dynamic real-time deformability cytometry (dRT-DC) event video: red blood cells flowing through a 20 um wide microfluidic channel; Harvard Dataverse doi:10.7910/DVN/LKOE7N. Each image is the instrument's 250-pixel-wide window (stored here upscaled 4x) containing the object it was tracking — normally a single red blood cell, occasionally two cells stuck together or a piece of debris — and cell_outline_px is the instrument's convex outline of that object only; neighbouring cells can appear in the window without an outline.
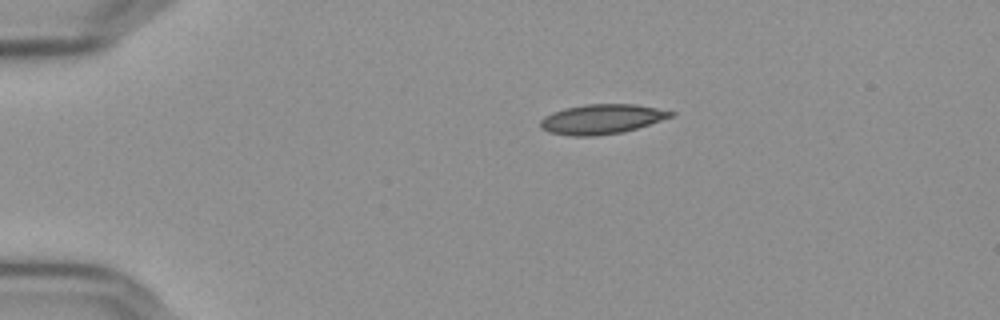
{"species": "Egyptian fruit bat (a non-hibernating species)", "species_latin": "Rousettus aegyptiacus", "temperature_condition": "cold", "stored_images_in_passage": 45, "camera_frame_rate_fps": 3000, "um_per_image_px": 0.085, "frame": {"image": 1, "passage_image": 1, "time_ms": 0.0, "image_size_px": [1000, 320], "cell_outline_px": [[676, 112], [672, 116], [636, 128], [620, 132], [596, 136], [572, 136], [548, 132], [540, 128], [540, 120], [544, 116], [552, 112], [564, 108], [584, 104], [636, 104]], "centroid_in_image_um": [51.08, 10.12], "position_along_channel_um": 33.9, "area_um2": 22.48}}
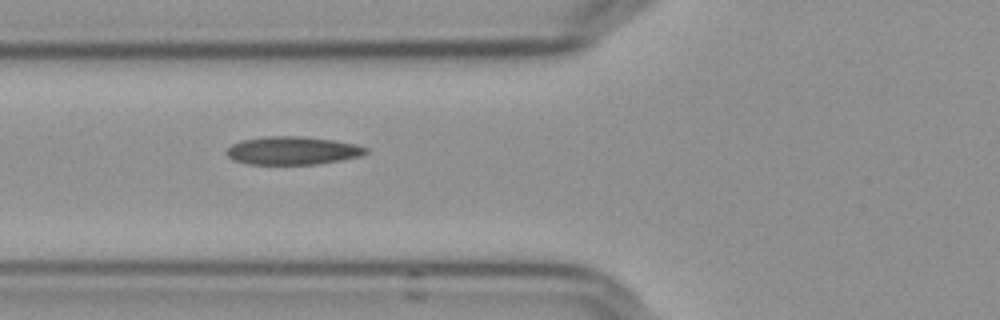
{"frame": {"image": 2, "passage_image": 11, "time_ms": 3.333, "image_size_px": [1000, 320], "cell_outline_px": [[368, 152], [364, 156], [320, 164], [248, 164], [232, 160], [224, 152], [232, 144], [240, 140], [268, 136], [300, 136], [332, 140], [356, 144], [368, 148]], "centroid_in_image_um": [24.88, 12.8], "position_along_channel_um": 100.9, "area_um2": 23.06}}
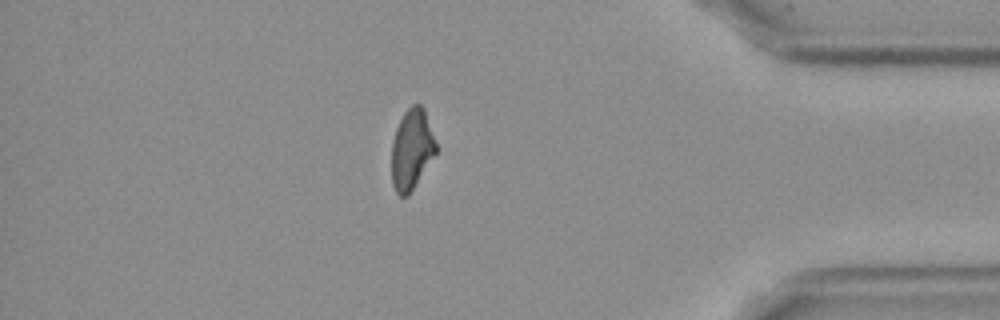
{"frame": {"image": 3, "passage_image": 38, "time_ms": 12.333, "image_size_px": [1000, 320], "cell_outline_px": [[440, 148], [408, 196], [400, 196], [396, 192], [392, 184], [392, 140], [396, 128], [404, 112], [412, 104], [420, 104], [424, 108]], "centroid_in_image_um": [35.03, 12.68], "position_along_channel_um": 400.2, "area_um2": 21.21}, "authors_computed_cell_mechanics": {"area_um2": 22.3686, "velocity_mm_per_s": 3.6491, "shape_relaxation_time_tau1_ms": null, "shape_relaxation_time_tau2_ms": 5.0046, "deformation_change_tau1": null, "deformation_change_tau2": 0.1244}}